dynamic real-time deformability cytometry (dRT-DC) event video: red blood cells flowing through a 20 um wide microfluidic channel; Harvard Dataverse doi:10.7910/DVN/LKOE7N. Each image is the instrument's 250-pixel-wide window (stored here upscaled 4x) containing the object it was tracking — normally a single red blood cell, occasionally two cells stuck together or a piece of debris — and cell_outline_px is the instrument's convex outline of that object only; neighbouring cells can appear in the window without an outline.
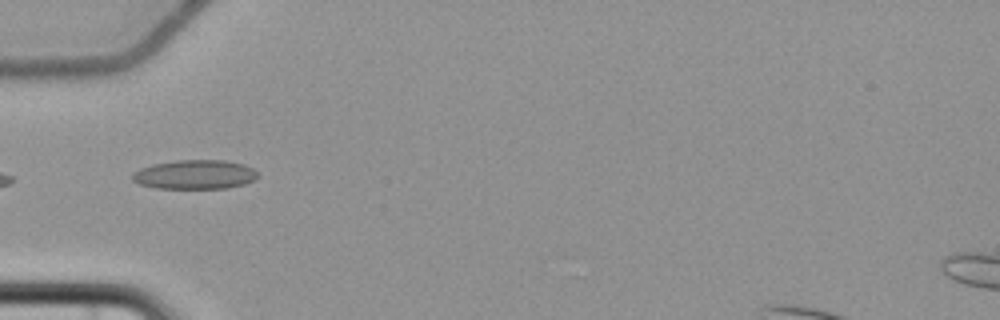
{"species": "common noctule bat (a hibernating species)", "species_latin": "Nyctalus noctula", "temperature_condition": "cold", "stored_images_in_passage": 9, "camera_frame_rate_fps": 3000, "um_per_image_px": 0.085, "animal": {"sex": "female", "body_mass_g": 22.7, "forearm_length_mm": 54.2}, "frame": {"image": 1, "passage_image": 6, "time_ms": 6.0, "image_size_px": [1000, 320], "cell_outline_px": [[260, 176], [244, 184], [228, 188], [156, 188], [140, 184], [132, 180], [132, 172], [140, 168], [152, 164], [176, 160], [224, 160], [244, 164], [252, 168]], "centroid_in_image_um": [16.55, 14.83], "position_along_channel_um": 68.5, "area_um2": 21.39}}
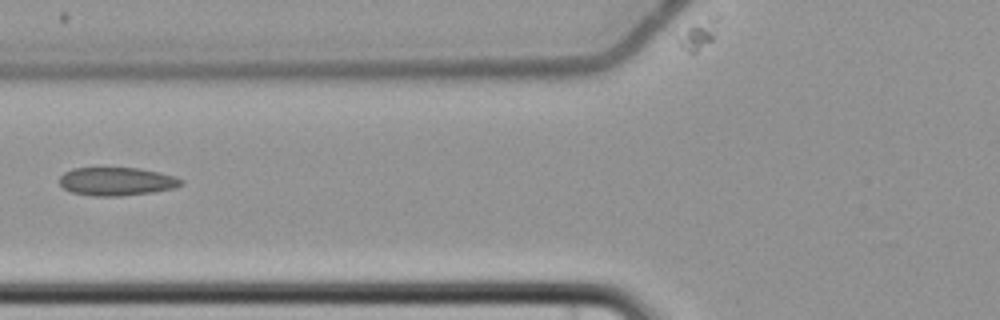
{"frame": {"image": 2, "passage_image": 7, "time_ms": 7.333, "image_size_px": [1000, 320], "cell_outline_px": [[184, 184], [172, 188], [152, 192], [120, 196], [92, 196], [72, 192], [64, 188], [60, 184], [60, 176], [64, 172], [72, 168], [140, 168], [160, 172], [176, 176], [184, 180]], "centroid_in_image_um": [9.93, 15.41], "position_along_channel_um": 115.9, "area_um2": 20.11}}
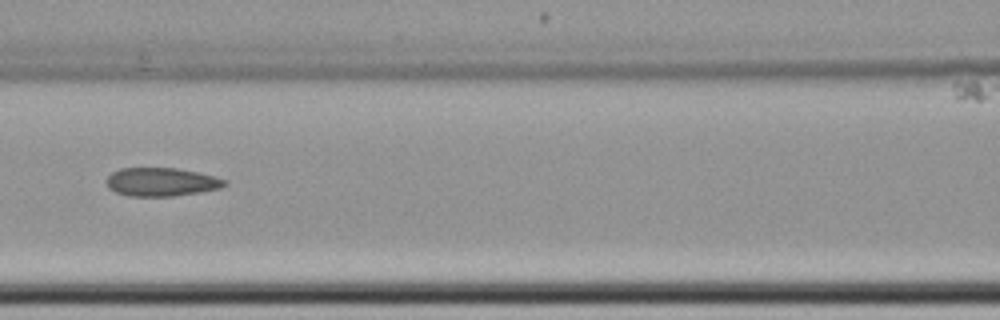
{"frame": {"image": 3, "passage_image": 8, "time_ms": 8.333, "image_size_px": [1000, 320], "cell_outline_px": [[228, 184], [220, 188], [200, 192], [172, 196], [128, 196], [116, 192], [108, 188], [104, 180], [112, 172], [120, 168], [176, 168], [196, 172], [212, 176], [224, 180]], "centroid_in_image_um": [13.65, 15.47], "position_along_channel_um": 152.9, "area_um2": 19.54}}